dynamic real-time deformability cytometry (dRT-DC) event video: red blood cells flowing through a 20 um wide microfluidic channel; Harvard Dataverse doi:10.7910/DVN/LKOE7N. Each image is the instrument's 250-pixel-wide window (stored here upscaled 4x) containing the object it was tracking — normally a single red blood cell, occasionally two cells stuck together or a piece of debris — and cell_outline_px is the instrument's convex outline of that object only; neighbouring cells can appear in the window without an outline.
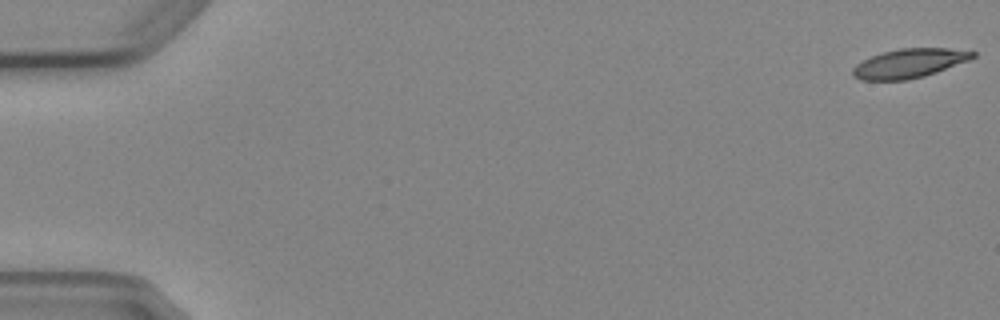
{"species": "Egyptian fruit bat (a non-hibernating species)", "species_latin": "Rousettus aegyptiacus", "temperature_condition": "cold", "stored_images_in_passage": 7, "camera_frame_rate_fps": 3000, "um_per_image_px": 0.085, "animal": {"sex": "female"}, "frame": {"image": 1, "passage_image": 1, "time_ms": 0.0, "image_size_px": [1000, 320], "cell_outline_px": [[976, 56], [968, 60], [936, 72], [924, 76], [908, 80], [860, 80], [852, 76], [852, 68], [856, 64], [880, 52], [900, 48], [948, 48], [976, 52]], "centroid_in_image_um": [77.25, 5.38], "position_along_channel_um": 7.8, "area_um2": 20.35}}
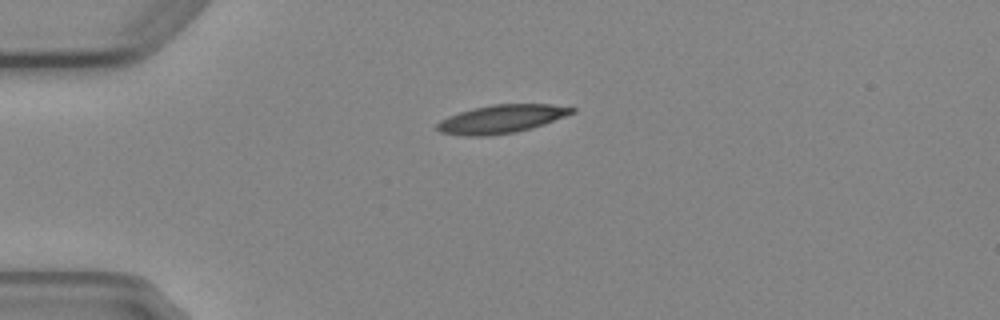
{"frame": {"image": 2, "passage_image": 4, "time_ms": 4.333, "image_size_px": [1000, 320], "cell_outline_px": [[576, 112], [544, 124], [532, 128], [516, 132], [488, 136], [464, 136], [440, 132], [436, 128], [436, 124], [440, 120], [448, 116], [472, 108], [492, 104], [552, 104], [576, 108]], "centroid_in_image_um": [42.62, 10.11], "position_along_channel_um": 42.4, "area_um2": 22.37}}
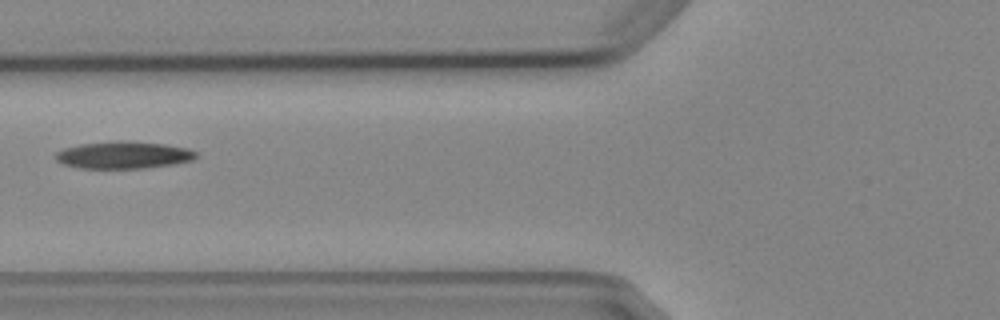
{"frame": {"image": 3, "passage_image": 6, "time_ms": 7.0, "image_size_px": [1000, 320], "cell_outline_px": [[196, 156], [192, 160], [176, 164], [144, 168], [80, 168], [64, 164], [56, 160], [52, 156], [56, 152], [64, 148], [80, 144], [164, 144], [188, 148], [196, 152]], "centroid_in_image_um": [10.48, 13.23], "position_along_channel_um": 115.3, "area_um2": 21.1}}